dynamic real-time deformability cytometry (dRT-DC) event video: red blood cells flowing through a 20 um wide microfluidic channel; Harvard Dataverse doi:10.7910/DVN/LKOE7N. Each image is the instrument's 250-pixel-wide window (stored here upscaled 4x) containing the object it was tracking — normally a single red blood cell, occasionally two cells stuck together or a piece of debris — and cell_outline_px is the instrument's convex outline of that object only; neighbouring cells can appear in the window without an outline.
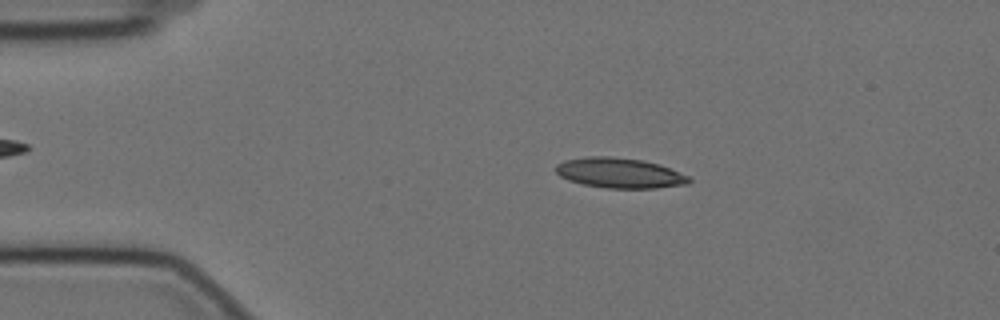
{"species": "Egyptian fruit bat (a non-hibernating species)", "species_latin": "Rousettus aegyptiacus", "temperature_condition": "cold", "stored_images_in_passage": 57, "camera_frame_rate_fps": 3000, "um_per_image_px": 0.085, "animal": {"sex": "female"}, "frame": {"image": 1, "passage_image": 10, "time_ms": 3.0, "image_size_px": [1000, 320], "cell_outline_px": [[692, 180], [688, 184], [656, 188], [604, 188], [584, 184], [568, 180], [560, 176], [556, 172], [556, 164], [564, 160], [588, 156], [612, 156], [644, 160], [660, 164], [688, 176]], "centroid_in_image_um": [52.66, 14.69], "position_along_channel_um": 32.3, "area_um2": 23.52}}
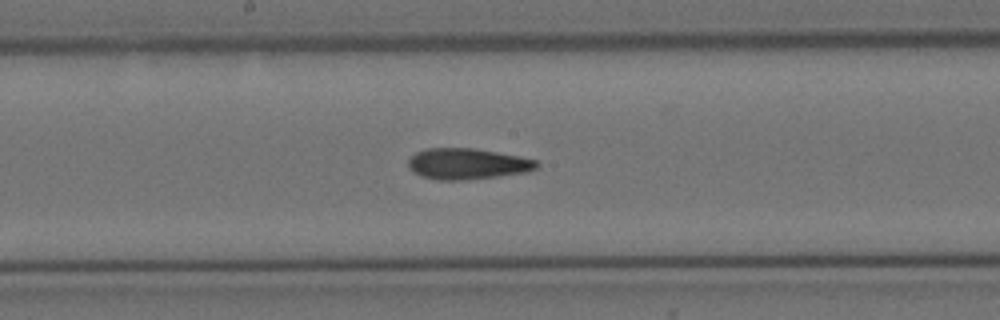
{"frame": {"image": 2, "passage_image": 29, "time_ms": 9.333, "image_size_px": [1000, 320], "cell_outline_px": [[540, 164], [536, 168], [528, 172], [496, 176], [460, 180], [436, 180], [420, 176], [412, 172], [408, 168], [408, 160], [416, 152], [424, 148], [476, 148], [520, 156], [536, 160]], "centroid_in_image_um": [39.7, 13.92], "position_along_channel_um": 208.5, "area_um2": 23.35}}
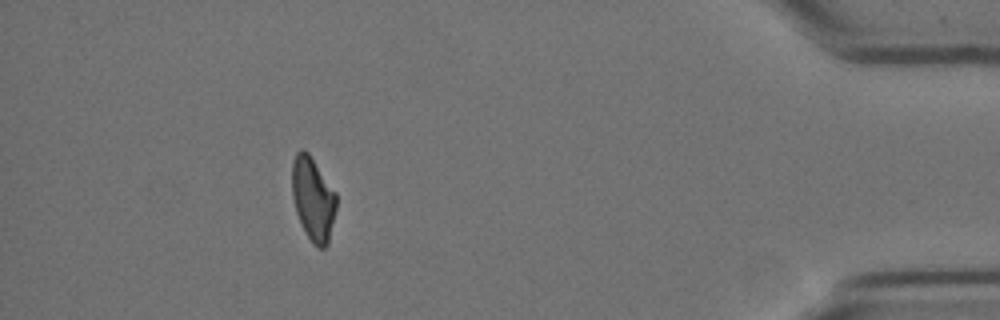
{"frame": {"image": 3, "passage_image": 51, "time_ms": 16.667, "image_size_px": [1000, 320], "cell_outline_px": [[336, 208], [328, 244], [324, 248], [316, 248], [312, 244], [296, 212], [292, 196], [292, 160], [296, 152], [300, 148], [304, 148], [308, 152], [336, 192]], "centroid_in_image_um": [26.6, 16.88], "position_along_channel_um": 408.6, "area_um2": 21.62}, "authors_computed_cell_mechanics": {"area_um2": 22.7154, "velocity_mm_per_s": 3.489, "shape_relaxation_time_tau1_ms": null, "shape_relaxation_time_tau2_ms": 4.5026, "deformation_change_tau1": null, "deformation_change_tau2": 0.1231}}